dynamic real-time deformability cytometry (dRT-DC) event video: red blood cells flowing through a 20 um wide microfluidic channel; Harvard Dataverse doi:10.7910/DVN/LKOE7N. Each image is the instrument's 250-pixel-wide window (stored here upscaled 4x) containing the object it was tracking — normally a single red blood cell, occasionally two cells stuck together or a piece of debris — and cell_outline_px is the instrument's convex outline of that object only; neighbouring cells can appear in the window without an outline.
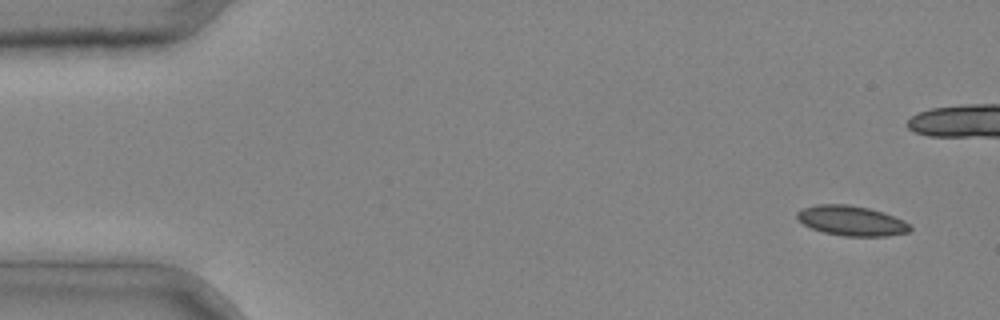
{"species": "common noctule bat (a hibernating species)", "species_latin": "Nyctalus noctula", "temperature_condition": "cold", "stored_images_in_passage": 4, "camera_frame_rate_fps": 3000, "um_per_image_px": 0.085, "animal": {"sex": "male", "body_mass_g": 20.4}, "frame": {"image": 1, "passage_image": 4, "time_ms": 1.0, "image_size_px": [1000, 320], "cell_outline_px": [[912, 228], [908, 232], [888, 236], [844, 236], [824, 232], [812, 228], [796, 220], [796, 212], [800, 208], [816, 204], [848, 204], [868, 208], [884, 212], [904, 220], [912, 224]], "centroid_in_image_um": [72.37, 18.75], "position_along_channel_um": 12.6, "area_um2": 20.0}}